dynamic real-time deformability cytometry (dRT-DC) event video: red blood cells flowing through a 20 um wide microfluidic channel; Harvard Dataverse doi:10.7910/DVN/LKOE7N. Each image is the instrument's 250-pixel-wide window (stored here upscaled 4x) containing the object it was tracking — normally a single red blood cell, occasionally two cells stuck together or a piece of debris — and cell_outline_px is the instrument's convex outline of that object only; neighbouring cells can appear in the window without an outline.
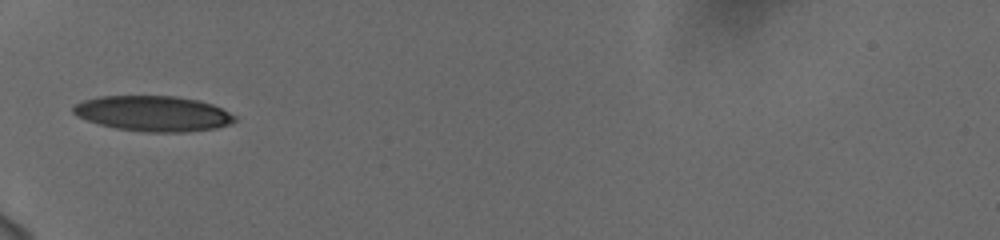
{"species": "human", "species_latin": "Homo sapiens", "temperature_condition": "cold", "stored_images_in_passage": 35, "camera_frame_rate_fps": 3000, "um_per_image_px": 0.085, "donor": {"sex": "female"}, "frame": {"image": 1, "passage_image": 1, "time_ms": 0.0, "image_size_px": [1000, 240], "cell_outline_px": [[236, 120], [228, 124], [216, 128], [184, 132], [144, 132], [116, 128], [100, 124], [88, 120], [72, 112], [72, 108], [76, 104], [84, 100], [100, 96], [176, 96], [200, 100], [212, 104], [236, 116]], "centroid_in_image_um": [13.04, 9.65], "position_along_channel_um": 72.0, "area_um2": 33.12}}
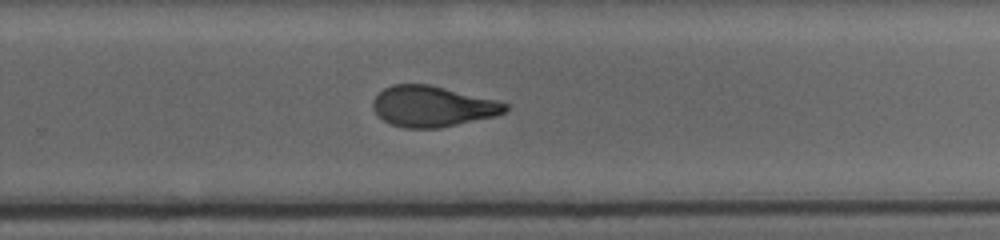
{"frame": {"image": 2, "passage_image": 19, "time_ms": 6.0, "image_size_px": [1000, 240], "cell_outline_px": [[508, 108], [504, 112], [496, 116], [436, 128], [404, 128], [392, 124], [384, 120], [372, 108], [372, 100], [384, 88], [392, 84], [428, 84], [496, 100], [508, 104]], "centroid_in_image_um": [36.74, 9.03], "position_along_channel_um": 293.1, "area_um2": 31.1}}
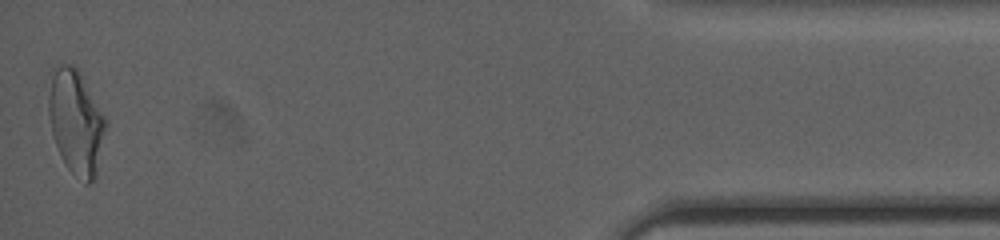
{"frame": {"image": 3, "passage_image": 35, "time_ms": 11.333, "image_size_px": [1000, 240], "cell_outline_px": [[104, 128], [96, 180], [88, 184], [84, 184], [68, 168], [60, 156], [52, 136], [48, 112], [48, 96], [52, 76], [56, 68], [60, 64], [72, 64], [80, 72], [104, 116]], "centroid_in_image_um": [6.43, 10.41], "position_along_channel_um": 428.8, "area_um2": 34.22}, "authors_computed_cell_mechanics": {"area_um2": 32.4836, "velocity_mm_per_s": 3.7632, "shape_relaxation_time_tau1_ms": 4.5404, "shape_relaxation_time_tau2_ms": 1.4191, "deformation_change_tau1": 0.1718, "deformation_change_tau2": 0.0836}}